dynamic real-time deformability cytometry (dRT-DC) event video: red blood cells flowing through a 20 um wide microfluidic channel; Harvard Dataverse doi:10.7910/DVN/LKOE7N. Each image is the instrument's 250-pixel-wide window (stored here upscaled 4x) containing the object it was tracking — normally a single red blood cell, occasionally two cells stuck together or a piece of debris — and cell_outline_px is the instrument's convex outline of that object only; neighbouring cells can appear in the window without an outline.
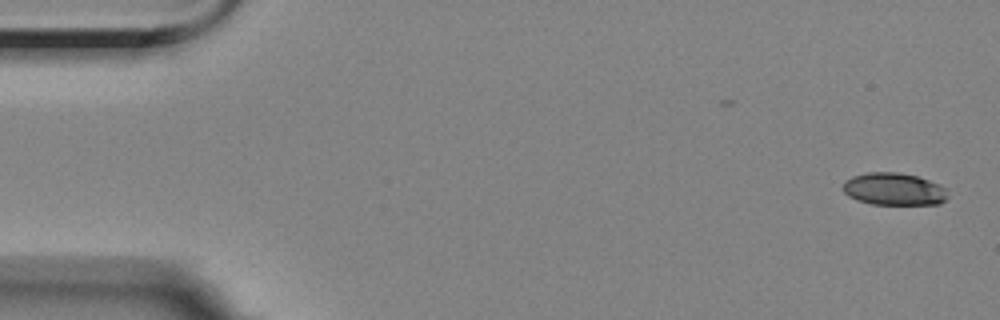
{"species": "Egyptian fruit bat (a non-hibernating species)", "species_latin": "Rousettus aegyptiacus", "temperature_condition": "room temperature", "stored_images_in_passage": 16, "camera_frame_rate_fps": 3000, "um_per_image_px": 0.085, "animal": {"sex": "female"}, "frame": {"image": 1, "passage_image": 1, "time_ms": 0.0, "image_size_px": [1000, 320], "cell_outline_px": [[948, 196], [940, 204], [872, 204], [856, 200], [848, 196], [844, 192], [844, 180], [852, 176], [868, 172], [896, 172], [916, 176], [940, 184], [944, 188]], "centroid_in_image_um": [75.96, 16.07], "position_along_channel_um": 9.0, "area_um2": 19.71}}